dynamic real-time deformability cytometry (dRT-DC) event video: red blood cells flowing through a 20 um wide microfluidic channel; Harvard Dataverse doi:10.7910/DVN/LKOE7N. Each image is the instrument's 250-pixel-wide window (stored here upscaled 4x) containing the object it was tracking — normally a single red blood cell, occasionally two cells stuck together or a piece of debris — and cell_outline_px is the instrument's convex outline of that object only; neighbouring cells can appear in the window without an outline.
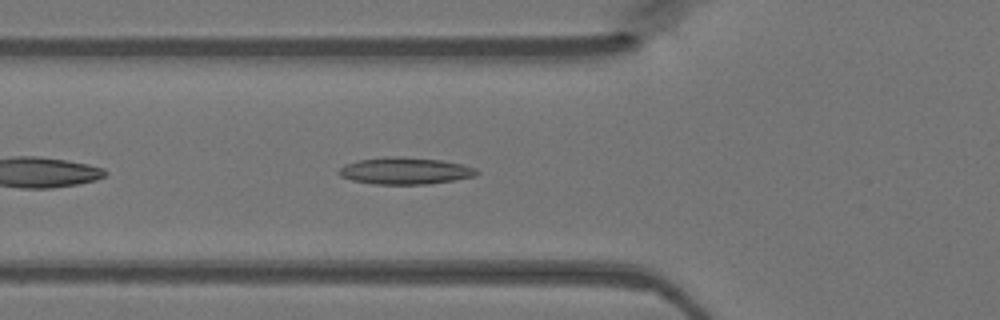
{"species": "Egyptian fruit bat (a non-hibernating species)", "species_latin": "Rousettus aegyptiacus", "temperature_condition": "warm", "stored_images_in_passage": 31, "camera_frame_rate_fps": 3000, "um_per_image_px": 0.085, "animal": {"sex": "female"}, "frame": {"image": 1, "passage_image": 5, "time_ms": 1.333, "image_size_px": [1000, 320], "cell_outline_px": [[480, 172], [476, 176], [428, 184], [372, 184], [352, 180], [340, 176], [336, 172], [344, 164], [360, 160], [384, 156], [400, 156], [440, 160], [460, 164], [476, 168]], "centroid_in_image_um": [34.4, 14.52], "position_along_channel_um": 91.4, "area_um2": 21.62}}
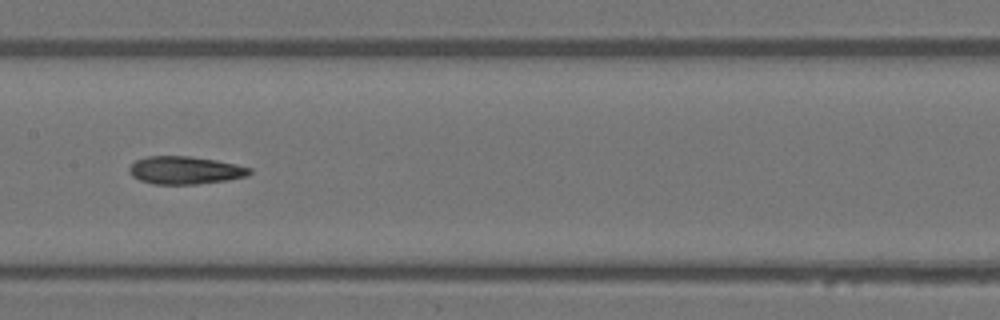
{"frame": {"image": 2, "passage_image": 12, "time_ms": 3.667, "image_size_px": [1000, 320], "cell_outline_px": [[252, 172], [248, 176], [228, 180], [196, 184], [152, 184], [140, 180], [132, 176], [128, 168], [136, 160], [148, 156], [188, 156], [216, 160], [236, 164], [252, 168]], "centroid_in_image_um": [15.75, 14.47], "position_along_channel_um": 191.6, "area_um2": 19.54}}
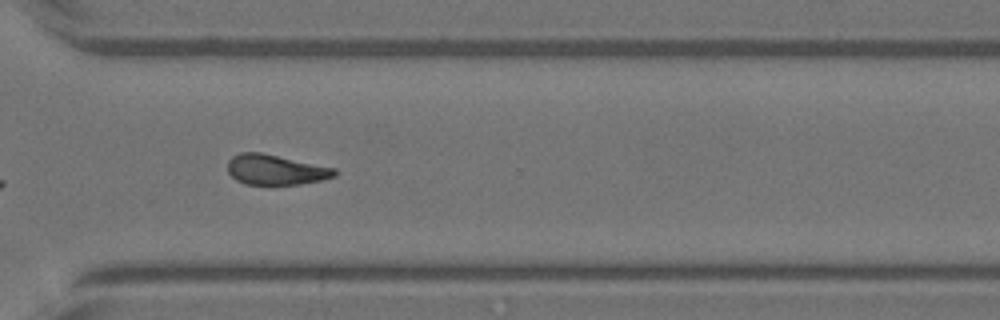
{"frame": {"image": 3, "passage_image": 23, "time_ms": 7.333, "image_size_px": [1000, 320], "cell_outline_px": [[336, 176], [320, 180], [300, 184], [244, 184], [236, 180], [228, 172], [228, 160], [232, 156], [240, 152], [260, 152], [336, 168]], "centroid_in_image_um": [23.4, 14.42], "position_along_channel_um": 347.2, "area_um2": 18.73}}